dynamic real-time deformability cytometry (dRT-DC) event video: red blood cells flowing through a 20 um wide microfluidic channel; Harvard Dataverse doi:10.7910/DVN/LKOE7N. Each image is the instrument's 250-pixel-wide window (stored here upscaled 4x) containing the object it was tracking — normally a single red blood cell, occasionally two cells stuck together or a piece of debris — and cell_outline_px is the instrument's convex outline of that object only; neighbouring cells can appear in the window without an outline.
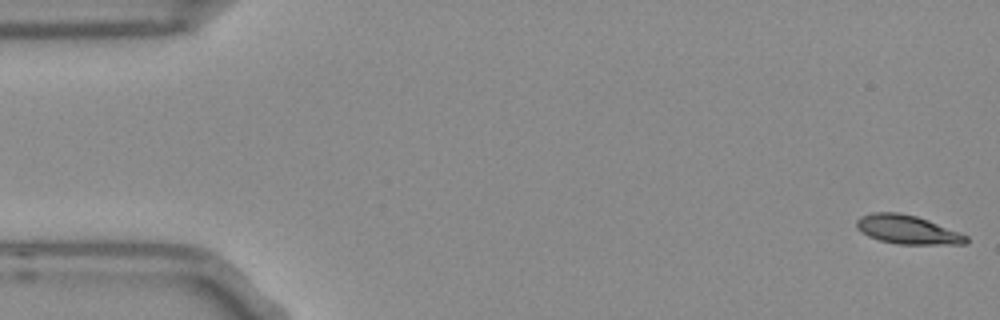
{"species": "Egyptian fruit bat (a non-hibernating species)", "species_latin": "Rousettus aegyptiacus", "temperature_condition": "room temperature", "stored_images_in_passage": 54, "camera_frame_rate_fps": 3000, "um_per_image_px": 0.085, "frame": {"image": 1, "passage_image": 1, "time_ms": 0.0, "image_size_px": [1000, 320], "cell_outline_px": [[968, 240], [964, 244], [896, 244], [880, 240], [868, 236], [860, 232], [856, 228], [856, 220], [860, 216], [872, 212], [896, 212], [916, 216], [928, 220], [960, 232], [968, 236]], "centroid_in_image_um": [77.1, 19.51], "position_along_channel_um": 7.9, "area_um2": 18.44}}
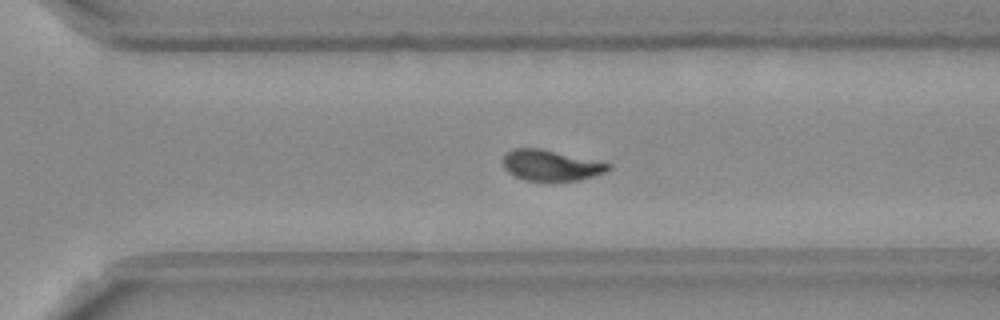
{"frame": {"image": 2, "passage_image": 37, "time_ms": 12.0, "image_size_px": [1000, 320], "cell_outline_px": [[612, 168], [604, 172], [580, 180], [548, 184], [524, 180], [508, 172], [504, 168], [504, 156], [512, 148], [540, 148], [604, 160], [612, 164]], "centroid_in_image_um": [46.91, 14.08], "position_along_channel_um": 323.7, "area_um2": 19.94}}
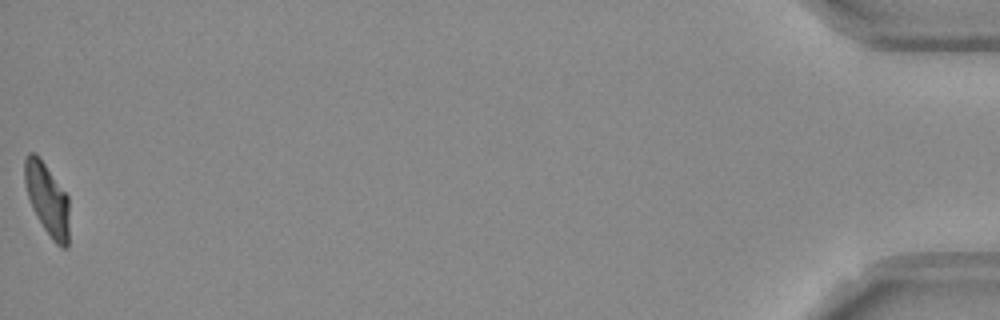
{"frame": {"image": 3, "passage_image": 54, "time_ms": 17.667, "image_size_px": [1000, 320], "cell_outline_px": [[68, 248], [60, 248], [52, 240], [36, 216], [32, 208], [28, 196], [24, 180], [24, 160], [28, 152], [36, 152], [68, 196]], "centroid_in_image_um": [4.0, 16.93], "position_along_channel_um": 431.2, "area_um2": 18.67}, "authors_computed_cell_mechanics": {"area_um2": 18.9295, "velocity_mm_per_s": 3.7306, "shape_relaxation_time_tau1_ms": 4.4248, "shape_relaxation_time_tau2_ms": 1.4103, "deformation_change_tau1": 0.1834, "deformation_change_tau2": 0.0622}}